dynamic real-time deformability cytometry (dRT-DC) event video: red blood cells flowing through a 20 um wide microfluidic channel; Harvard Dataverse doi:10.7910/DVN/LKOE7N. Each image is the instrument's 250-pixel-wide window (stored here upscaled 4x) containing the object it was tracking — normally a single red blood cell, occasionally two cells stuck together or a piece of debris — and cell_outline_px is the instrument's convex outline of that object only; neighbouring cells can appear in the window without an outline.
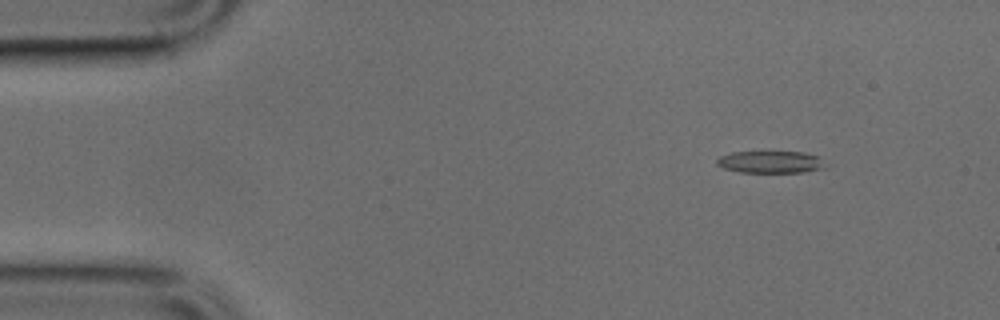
{"species": "common noctule bat (a hibernating species)", "species_latin": "Nyctalus noctula", "temperature_condition": "cold", "stored_images_in_passage": 49, "camera_frame_rate_fps": 3000, "um_per_image_px": 0.085, "animal": {"sex": "male", "body_mass_g": 17.9, "forearm_length_mm": 54.2}, "frame": {"image": 1, "passage_image": 6, "time_ms": 1.667, "image_size_px": [1000, 320], "cell_outline_px": [[828, 168], [804, 172], [740, 172], [724, 168], [716, 164], [716, 160], [720, 156], [732, 152], [804, 152], [816, 156]], "centroid_in_image_um": [65.48, 13.77], "position_along_channel_um": 19.5, "area_um2": 13.87}}
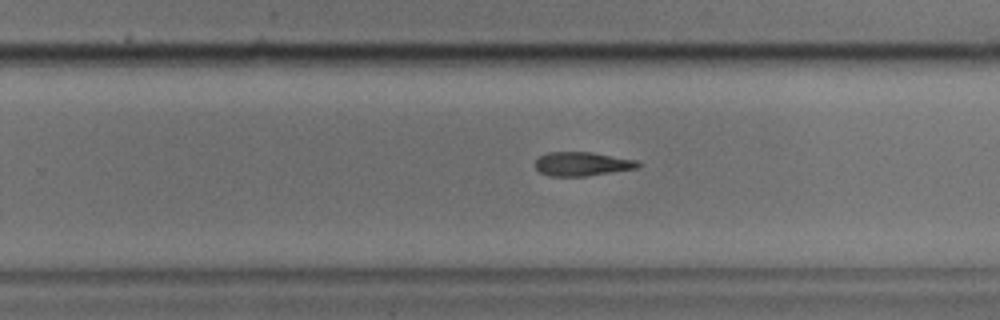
{"frame": {"image": 2, "passage_image": 31, "time_ms": 10.0, "image_size_px": [1000, 320], "cell_outline_px": [[644, 164], [640, 168], [584, 176], [548, 176], [540, 172], [536, 168], [536, 160], [540, 156], [548, 152], [592, 152], [636, 160]], "centroid_in_image_um": [49.53, 13.93], "position_along_channel_um": 280.3, "area_um2": 14.39}}
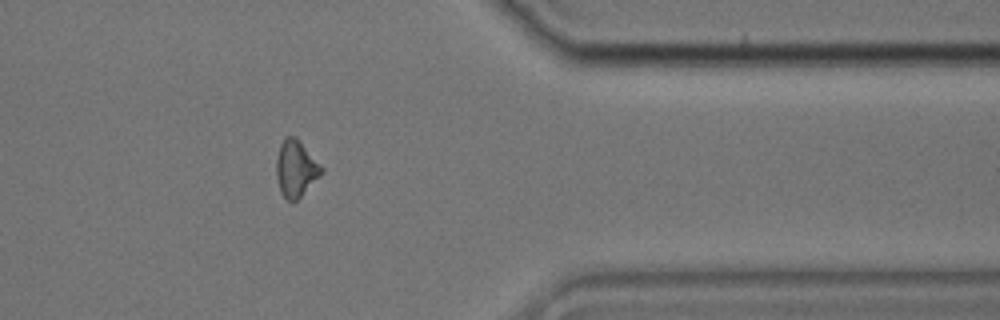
{"frame": {"image": 3, "passage_image": 40, "time_ms": 13.0, "image_size_px": [1000, 320], "cell_outline_px": [[324, 172], [296, 200], [288, 200], [280, 192], [276, 176], [276, 160], [280, 144], [284, 136], [296, 136], [300, 140], [324, 168]], "centroid_in_image_um": [25.15, 14.28], "position_along_channel_um": 386.3, "area_um2": 14.91}}